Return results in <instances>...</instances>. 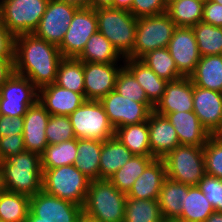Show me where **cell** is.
Instances as JSON below:
<instances>
[{"label": "cell", "instance_id": "1f68e13d", "mask_svg": "<svg viewBox=\"0 0 222 222\" xmlns=\"http://www.w3.org/2000/svg\"><path fill=\"white\" fill-rule=\"evenodd\" d=\"M182 206L181 216L178 218L182 222H205L215 211L198 186L188 189Z\"/></svg>", "mask_w": 222, "mask_h": 222}, {"label": "cell", "instance_id": "74e56055", "mask_svg": "<svg viewBox=\"0 0 222 222\" xmlns=\"http://www.w3.org/2000/svg\"><path fill=\"white\" fill-rule=\"evenodd\" d=\"M200 56L222 55V27L203 21L192 27Z\"/></svg>", "mask_w": 222, "mask_h": 222}, {"label": "cell", "instance_id": "680465c9", "mask_svg": "<svg viewBox=\"0 0 222 222\" xmlns=\"http://www.w3.org/2000/svg\"><path fill=\"white\" fill-rule=\"evenodd\" d=\"M70 1L77 2V3L81 4V5H85V3H86V0H70Z\"/></svg>", "mask_w": 222, "mask_h": 222}, {"label": "cell", "instance_id": "bcb514c9", "mask_svg": "<svg viewBox=\"0 0 222 222\" xmlns=\"http://www.w3.org/2000/svg\"><path fill=\"white\" fill-rule=\"evenodd\" d=\"M24 118L23 117H10L7 115H0V137L23 134Z\"/></svg>", "mask_w": 222, "mask_h": 222}, {"label": "cell", "instance_id": "ac0fdd59", "mask_svg": "<svg viewBox=\"0 0 222 222\" xmlns=\"http://www.w3.org/2000/svg\"><path fill=\"white\" fill-rule=\"evenodd\" d=\"M153 111L163 116L168 113L193 111V83L190 77L167 82L164 94Z\"/></svg>", "mask_w": 222, "mask_h": 222}, {"label": "cell", "instance_id": "db71d44e", "mask_svg": "<svg viewBox=\"0 0 222 222\" xmlns=\"http://www.w3.org/2000/svg\"><path fill=\"white\" fill-rule=\"evenodd\" d=\"M205 222H222V212L214 211Z\"/></svg>", "mask_w": 222, "mask_h": 222}, {"label": "cell", "instance_id": "3957f363", "mask_svg": "<svg viewBox=\"0 0 222 222\" xmlns=\"http://www.w3.org/2000/svg\"><path fill=\"white\" fill-rule=\"evenodd\" d=\"M126 197L110 180H92L83 206V215L96 222H123Z\"/></svg>", "mask_w": 222, "mask_h": 222}, {"label": "cell", "instance_id": "4fadbf2b", "mask_svg": "<svg viewBox=\"0 0 222 222\" xmlns=\"http://www.w3.org/2000/svg\"><path fill=\"white\" fill-rule=\"evenodd\" d=\"M110 123L115 130L126 125L142 123L148 120L154 110L152 103H139L113 90L100 100Z\"/></svg>", "mask_w": 222, "mask_h": 222}, {"label": "cell", "instance_id": "cb8c5ba5", "mask_svg": "<svg viewBox=\"0 0 222 222\" xmlns=\"http://www.w3.org/2000/svg\"><path fill=\"white\" fill-rule=\"evenodd\" d=\"M124 67L144 89L148 100L155 106L164 94L167 81L149 68L140 59L124 58Z\"/></svg>", "mask_w": 222, "mask_h": 222}, {"label": "cell", "instance_id": "60d3db41", "mask_svg": "<svg viewBox=\"0 0 222 222\" xmlns=\"http://www.w3.org/2000/svg\"><path fill=\"white\" fill-rule=\"evenodd\" d=\"M205 172L222 179V135H212L203 146Z\"/></svg>", "mask_w": 222, "mask_h": 222}, {"label": "cell", "instance_id": "484cf974", "mask_svg": "<svg viewBox=\"0 0 222 222\" xmlns=\"http://www.w3.org/2000/svg\"><path fill=\"white\" fill-rule=\"evenodd\" d=\"M189 77L195 86L222 93V55L200 57Z\"/></svg>", "mask_w": 222, "mask_h": 222}, {"label": "cell", "instance_id": "d4e9b609", "mask_svg": "<svg viewBox=\"0 0 222 222\" xmlns=\"http://www.w3.org/2000/svg\"><path fill=\"white\" fill-rule=\"evenodd\" d=\"M134 155L116 137L103 141L100 155V179H110Z\"/></svg>", "mask_w": 222, "mask_h": 222}, {"label": "cell", "instance_id": "9f6ffc18", "mask_svg": "<svg viewBox=\"0 0 222 222\" xmlns=\"http://www.w3.org/2000/svg\"><path fill=\"white\" fill-rule=\"evenodd\" d=\"M161 222H182V221L179 220V219L163 218V219L161 220Z\"/></svg>", "mask_w": 222, "mask_h": 222}, {"label": "cell", "instance_id": "e575fe53", "mask_svg": "<svg viewBox=\"0 0 222 222\" xmlns=\"http://www.w3.org/2000/svg\"><path fill=\"white\" fill-rule=\"evenodd\" d=\"M30 210V197L9 191L0 192V221L24 222Z\"/></svg>", "mask_w": 222, "mask_h": 222}, {"label": "cell", "instance_id": "f907efd6", "mask_svg": "<svg viewBox=\"0 0 222 222\" xmlns=\"http://www.w3.org/2000/svg\"><path fill=\"white\" fill-rule=\"evenodd\" d=\"M85 5L95 10L108 7L114 8V0H86Z\"/></svg>", "mask_w": 222, "mask_h": 222}, {"label": "cell", "instance_id": "f5cc1de1", "mask_svg": "<svg viewBox=\"0 0 222 222\" xmlns=\"http://www.w3.org/2000/svg\"><path fill=\"white\" fill-rule=\"evenodd\" d=\"M24 222H55L54 220L41 219L36 217L30 210Z\"/></svg>", "mask_w": 222, "mask_h": 222}, {"label": "cell", "instance_id": "d6a6232c", "mask_svg": "<svg viewBox=\"0 0 222 222\" xmlns=\"http://www.w3.org/2000/svg\"><path fill=\"white\" fill-rule=\"evenodd\" d=\"M154 159L153 156L134 155L124 166L117 170L109 180L119 191L127 194L135 180Z\"/></svg>", "mask_w": 222, "mask_h": 222}, {"label": "cell", "instance_id": "2e32d148", "mask_svg": "<svg viewBox=\"0 0 222 222\" xmlns=\"http://www.w3.org/2000/svg\"><path fill=\"white\" fill-rule=\"evenodd\" d=\"M167 48L177 70L184 77H189L201 57L192 27H176Z\"/></svg>", "mask_w": 222, "mask_h": 222}, {"label": "cell", "instance_id": "5b68a950", "mask_svg": "<svg viewBox=\"0 0 222 222\" xmlns=\"http://www.w3.org/2000/svg\"><path fill=\"white\" fill-rule=\"evenodd\" d=\"M90 181L75 165L42 169L43 191L82 207L86 200Z\"/></svg>", "mask_w": 222, "mask_h": 222}, {"label": "cell", "instance_id": "603a6c76", "mask_svg": "<svg viewBox=\"0 0 222 222\" xmlns=\"http://www.w3.org/2000/svg\"><path fill=\"white\" fill-rule=\"evenodd\" d=\"M165 178V163L163 159L155 158L135 180L126 196L132 199L158 200Z\"/></svg>", "mask_w": 222, "mask_h": 222}, {"label": "cell", "instance_id": "ba28073f", "mask_svg": "<svg viewBox=\"0 0 222 222\" xmlns=\"http://www.w3.org/2000/svg\"><path fill=\"white\" fill-rule=\"evenodd\" d=\"M69 119L76 139L105 141L115 136V128L100 101L86 100Z\"/></svg>", "mask_w": 222, "mask_h": 222}, {"label": "cell", "instance_id": "ab89813d", "mask_svg": "<svg viewBox=\"0 0 222 222\" xmlns=\"http://www.w3.org/2000/svg\"><path fill=\"white\" fill-rule=\"evenodd\" d=\"M115 91L139 103H151L135 77L123 66L117 74Z\"/></svg>", "mask_w": 222, "mask_h": 222}, {"label": "cell", "instance_id": "816d5d0a", "mask_svg": "<svg viewBox=\"0 0 222 222\" xmlns=\"http://www.w3.org/2000/svg\"><path fill=\"white\" fill-rule=\"evenodd\" d=\"M133 0H114V8L130 11Z\"/></svg>", "mask_w": 222, "mask_h": 222}, {"label": "cell", "instance_id": "4dcf8cb0", "mask_svg": "<svg viewBox=\"0 0 222 222\" xmlns=\"http://www.w3.org/2000/svg\"><path fill=\"white\" fill-rule=\"evenodd\" d=\"M123 58L110 41L99 31L87 41L82 53L77 59L82 62L118 63ZM119 59V60H118Z\"/></svg>", "mask_w": 222, "mask_h": 222}, {"label": "cell", "instance_id": "e0dca14e", "mask_svg": "<svg viewBox=\"0 0 222 222\" xmlns=\"http://www.w3.org/2000/svg\"><path fill=\"white\" fill-rule=\"evenodd\" d=\"M193 112L211 135H222V93L193 84Z\"/></svg>", "mask_w": 222, "mask_h": 222}, {"label": "cell", "instance_id": "836d02e7", "mask_svg": "<svg viewBox=\"0 0 222 222\" xmlns=\"http://www.w3.org/2000/svg\"><path fill=\"white\" fill-rule=\"evenodd\" d=\"M77 156V139L48 144L41 155V169H54L64 165H74Z\"/></svg>", "mask_w": 222, "mask_h": 222}, {"label": "cell", "instance_id": "9a60e30c", "mask_svg": "<svg viewBox=\"0 0 222 222\" xmlns=\"http://www.w3.org/2000/svg\"><path fill=\"white\" fill-rule=\"evenodd\" d=\"M117 63L83 62L84 89L87 100L100 101L115 90L118 72L123 65Z\"/></svg>", "mask_w": 222, "mask_h": 222}, {"label": "cell", "instance_id": "6da1fadb", "mask_svg": "<svg viewBox=\"0 0 222 222\" xmlns=\"http://www.w3.org/2000/svg\"><path fill=\"white\" fill-rule=\"evenodd\" d=\"M62 59L58 46L33 33L15 36L14 72L28 78L38 89L56 82Z\"/></svg>", "mask_w": 222, "mask_h": 222}, {"label": "cell", "instance_id": "ee69618b", "mask_svg": "<svg viewBox=\"0 0 222 222\" xmlns=\"http://www.w3.org/2000/svg\"><path fill=\"white\" fill-rule=\"evenodd\" d=\"M167 0H133L130 12L136 18L165 13Z\"/></svg>", "mask_w": 222, "mask_h": 222}, {"label": "cell", "instance_id": "c3c4849f", "mask_svg": "<svg viewBox=\"0 0 222 222\" xmlns=\"http://www.w3.org/2000/svg\"><path fill=\"white\" fill-rule=\"evenodd\" d=\"M15 36L3 25H0V59H14Z\"/></svg>", "mask_w": 222, "mask_h": 222}, {"label": "cell", "instance_id": "7c38bea8", "mask_svg": "<svg viewBox=\"0 0 222 222\" xmlns=\"http://www.w3.org/2000/svg\"><path fill=\"white\" fill-rule=\"evenodd\" d=\"M97 31L96 10L82 5L75 12L64 38L58 46L63 58H77L89 38Z\"/></svg>", "mask_w": 222, "mask_h": 222}, {"label": "cell", "instance_id": "f6af8a7d", "mask_svg": "<svg viewBox=\"0 0 222 222\" xmlns=\"http://www.w3.org/2000/svg\"><path fill=\"white\" fill-rule=\"evenodd\" d=\"M24 150L23 134L0 137V161L17 156Z\"/></svg>", "mask_w": 222, "mask_h": 222}, {"label": "cell", "instance_id": "277c9868", "mask_svg": "<svg viewBox=\"0 0 222 222\" xmlns=\"http://www.w3.org/2000/svg\"><path fill=\"white\" fill-rule=\"evenodd\" d=\"M98 31L127 58L135 44L137 19L130 11L112 7L96 9Z\"/></svg>", "mask_w": 222, "mask_h": 222}, {"label": "cell", "instance_id": "f546056e", "mask_svg": "<svg viewBox=\"0 0 222 222\" xmlns=\"http://www.w3.org/2000/svg\"><path fill=\"white\" fill-rule=\"evenodd\" d=\"M204 2L202 0H167L166 13L176 27H193L202 21Z\"/></svg>", "mask_w": 222, "mask_h": 222}, {"label": "cell", "instance_id": "83f0119b", "mask_svg": "<svg viewBox=\"0 0 222 222\" xmlns=\"http://www.w3.org/2000/svg\"><path fill=\"white\" fill-rule=\"evenodd\" d=\"M103 141L77 139V156L75 167L87 178L100 179V155Z\"/></svg>", "mask_w": 222, "mask_h": 222}, {"label": "cell", "instance_id": "7a4b0ae2", "mask_svg": "<svg viewBox=\"0 0 222 222\" xmlns=\"http://www.w3.org/2000/svg\"><path fill=\"white\" fill-rule=\"evenodd\" d=\"M6 191L33 197L42 190L41 156L28 150L0 161Z\"/></svg>", "mask_w": 222, "mask_h": 222}, {"label": "cell", "instance_id": "f1b7e54d", "mask_svg": "<svg viewBox=\"0 0 222 222\" xmlns=\"http://www.w3.org/2000/svg\"><path fill=\"white\" fill-rule=\"evenodd\" d=\"M115 136L133 155L152 156L148 120L142 123L119 127L115 130Z\"/></svg>", "mask_w": 222, "mask_h": 222}, {"label": "cell", "instance_id": "4316f807", "mask_svg": "<svg viewBox=\"0 0 222 222\" xmlns=\"http://www.w3.org/2000/svg\"><path fill=\"white\" fill-rule=\"evenodd\" d=\"M190 187L168 177L165 178L158 197L163 218L178 219L181 216L183 199L188 195Z\"/></svg>", "mask_w": 222, "mask_h": 222}, {"label": "cell", "instance_id": "9c48e42d", "mask_svg": "<svg viewBox=\"0 0 222 222\" xmlns=\"http://www.w3.org/2000/svg\"><path fill=\"white\" fill-rule=\"evenodd\" d=\"M49 0H1L2 24L14 35L32 34Z\"/></svg>", "mask_w": 222, "mask_h": 222}, {"label": "cell", "instance_id": "8d00e7d4", "mask_svg": "<svg viewBox=\"0 0 222 222\" xmlns=\"http://www.w3.org/2000/svg\"><path fill=\"white\" fill-rule=\"evenodd\" d=\"M162 219L158 200L126 197L123 222H161Z\"/></svg>", "mask_w": 222, "mask_h": 222}, {"label": "cell", "instance_id": "8992f818", "mask_svg": "<svg viewBox=\"0 0 222 222\" xmlns=\"http://www.w3.org/2000/svg\"><path fill=\"white\" fill-rule=\"evenodd\" d=\"M175 28V23L166 12L139 17L133 52L127 58L141 59L150 51L168 47Z\"/></svg>", "mask_w": 222, "mask_h": 222}, {"label": "cell", "instance_id": "d6986e66", "mask_svg": "<svg viewBox=\"0 0 222 222\" xmlns=\"http://www.w3.org/2000/svg\"><path fill=\"white\" fill-rule=\"evenodd\" d=\"M86 100L83 94L65 89L56 83L38 89V101L50 115L69 116Z\"/></svg>", "mask_w": 222, "mask_h": 222}, {"label": "cell", "instance_id": "44dd1931", "mask_svg": "<svg viewBox=\"0 0 222 222\" xmlns=\"http://www.w3.org/2000/svg\"><path fill=\"white\" fill-rule=\"evenodd\" d=\"M151 154L156 159H163L180 145L175 128L166 116L152 111L148 118Z\"/></svg>", "mask_w": 222, "mask_h": 222}, {"label": "cell", "instance_id": "8fae6325", "mask_svg": "<svg viewBox=\"0 0 222 222\" xmlns=\"http://www.w3.org/2000/svg\"><path fill=\"white\" fill-rule=\"evenodd\" d=\"M38 101V88L15 72L0 88V115L23 117Z\"/></svg>", "mask_w": 222, "mask_h": 222}, {"label": "cell", "instance_id": "681fc988", "mask_svg": "<svg viewBox=\"0 0 222 222\" xmlns=\"http://www.w3.org/2000/svg\"><path fill=\"white\" fill-rule=\"evenodd\" d=\"M14 73V59H0V88Z\"/></svg>", "mask_w": 222, "mask_h": 222}, {"label": "cell", "instance_id": "b9f144b4", "mask_svg": "<svg viewBox=\"0 0 222 222\" xmlns=\"http://www.w3.org/2000/svg\"><path fill=\"white\" fill-rule=\"evenodd\" d=\"M45 132L48 144H59L76 138L69 116L50 115Z\"/></svg>", "mask_w": 222, "mask_h": 222}, {"label": "cell", "instance_id": "f35d334b", "mask_svg": "<svg viewBox=\"0 0 222 222\" xmlns=\"http://www.w3.org/2000/svg\"><path fill=\"white\" fill-rule=\"evenodd\" d=\"M140 60L151 68L158 77L165 79L167 82L184 77L177 70L175 61L167 47L150 51Z\"/></svg>", "mask_w": 222, "mask_h": 222}, {"label": "cell", "instance_id": "52a82bcc", "mask_svg": "<svg viewBox=\"0 0 222 222\" xmlns=\"http://www.w3.org/2000/svg\"><path fill=\"white\" fill-rule=\"evenodd\" d=\"M163 161L166 177L190 186H197L206 174L203 146L179 145Z\"/></svg>", "mask_w": 222, "mask_h": 222}, {"label": "cell", "instance_id": "94428289", "mask_svg": "<svg viewBox=\"0 0 222 222\" xmlns=\"http://www.w3.org/2000/svg\"><path fill=\"white\" fill-rule=\"evenodd\" d=\"M214 1L215 3H218V4H222V0H212Z\"/></svg>", "mask_w": 222, "mask_h": 222}, {"label": "cell", "instance_id": "11a10c76", "mask_svg": "<svg viewBox=\"0 0 222 222\" xmlns=\"http://www.w3.org/2000/svg\"><path fill=\"white\" fill-rule=\"evenodd\" d=\"M5 191L4 187V181H3V172H2V167L0 165V192Z\"/></svg>", "mask_w": 222, "mask_h": 222}, {"label": "cell", "instance_id": "91938a15", "mask_svg": "<svg viewBox=\"0 0 222 222\" xmlns=\"http://www.w3.org/2000/svg\"><path fill=\"white\" fill-rule=\"evenodd\" d=\"M2 24V3L0 0V25Z\"/></svg>", "mask_w": 222, "mask_h": 222}, {"label": "cell", "instance_id": "6f0895ef", "mask_svg": "<svg viewBox=\"0 0 222 222\" xmlns=\"http://www.w3.org/2000/svg\"><path fill=\"white\" fill-rule=\"evenodd\" d=\"M79 222H96V221H94V220H92V219H89L88 217H86V216L83 215V216L80 218Z\"/></svg>", "mask_w": 222, "mask_h": 222}, {"label": "cell", "instance_id": "ffe728a7", "mask_svg": "<svg viewBox=\"0 0 222 222\" xmlns=\"http://www.w3.org/2000/svg\"><path fill=\"white\" fill-rule=\"evenodd\" d=\"M49 117L50 114L39 101L28 108L26 114L23 116L25 150L37 153L40 156L44 153L48 145L45 130Z\"/></svg>", "mask_w": 222, "mask_h": 222}, {"label": "cell", "instance_id": "30bf717a", "mask_svg": "<svg viewBox=\"0 0 222 222\" xmlns=\"http://www.w3.org/2000/svg\"><path fill=\"white\" fill-rule=\"evenodd\" d=\"M81 6L70 0H49L46 11L33 34L48 43L59 46L75 12Z\"/></svg>", "mask_w": 222, "mask_h": 222}, {"label": "cell", "instance_id": "d590c367", "mask_svg": "<svg viewBox=\"0 0 222 222\" xmlns=\"http://www.w3.org/2000/svg\"><path fill=\"white\" fill-rule=\"evenodd\" d=\"M55 83L85 96L83 62L77 58H63L58 66Z\"/></svg>", "mask_w": 222, "mask_h": 222}, {"label": "cell", "instance_id": "7bdbcfd3", "mask_svg": "<svg viewBox=\"0 0 222 222\" xmlns=\"http://www.w3.org/2000/svg\"><path fill=\"white\" fill-rule=\"evenodd\" d=\"M197 186L214 210L222 212V179L205 174Z\"/></svg>", "mask_w": 222, "mask_h": 222}, {"label": "cell", "instance_id": "5bb4252c", "mask_svg": "<svg viewBox=\"0 0 222 222\" xmlns=\"http://www.w3.org/2000/svg\"><path fill=\"white\" fill-rule=\"evenodd\" d=\"M30 211L41 219L55 222H78L83 216V207L50 195L41 190L30 197Z\"/></svg>", "mask_w": 222, "mask_h": 222}, {"label": "cell", "instance_id": "7dc6e473", "mask_svg": "<svg viewBox=\"0 0 222 222\" xmlns=\"http://www.w3.org/2000/svg\"><path fill=\"white\" fill-rule=\"evenodd\" d=\"M202 21L216 27H222V4L205 0Z\"/></svg>", "mask_w": 222, "mask_h": 222}, {"label": "cell", "instance_id": "7402d4cb", "mask_svg": "<svg viewBox=\"0 0 222 222\" xmlns=\"http://www.w3.org/2000/svg\"><path fill=\"white\" fill-rule=\"evenodd\" d=\"M177 132L180 145L204 146L212 136L193 111L165 115Z\"/></svg>", "mask_w": 222, "mask_h": 222}]
</instances>
